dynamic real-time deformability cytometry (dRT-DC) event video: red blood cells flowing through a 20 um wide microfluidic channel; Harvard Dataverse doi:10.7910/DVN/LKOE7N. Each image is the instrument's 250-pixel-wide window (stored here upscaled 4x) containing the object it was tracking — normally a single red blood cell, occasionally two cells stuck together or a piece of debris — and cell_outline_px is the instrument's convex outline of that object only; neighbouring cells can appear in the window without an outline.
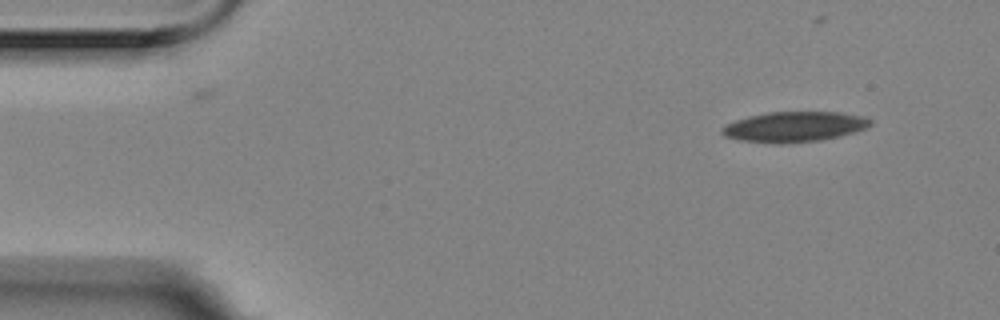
{"species": "Egyptian fruit bat (a non-hibernating species)", "species_latin": "Rousettus aegyptiacus", "temperature_condition": "room temperature", "stored_images_in_passage": 5, "segment_of_instrument_passage": [2, 2], "camera_frame_rate_fps": 3000, "um_per_image_px": 0.085, "animal": {"sex": "female"}, "frame": {"image": 1, "passage_image": 5, "time_ms": 1.333, "image_size_px": [1000, 320], "cell_outline_px": [[872, 124], [864, 128], [840, 136], [820, 140], [780, 144], [776, 144], [740, 140], [724, 136], [720, 132], [720, 128], [736, 120], [748, 116], [768, 112], [840, 112], [864, 116], [872, 120]], "centroid_in_image_um": [67.49, 10.77], "position_along_channel_um": 17.5, "area_um2": 26.18}}